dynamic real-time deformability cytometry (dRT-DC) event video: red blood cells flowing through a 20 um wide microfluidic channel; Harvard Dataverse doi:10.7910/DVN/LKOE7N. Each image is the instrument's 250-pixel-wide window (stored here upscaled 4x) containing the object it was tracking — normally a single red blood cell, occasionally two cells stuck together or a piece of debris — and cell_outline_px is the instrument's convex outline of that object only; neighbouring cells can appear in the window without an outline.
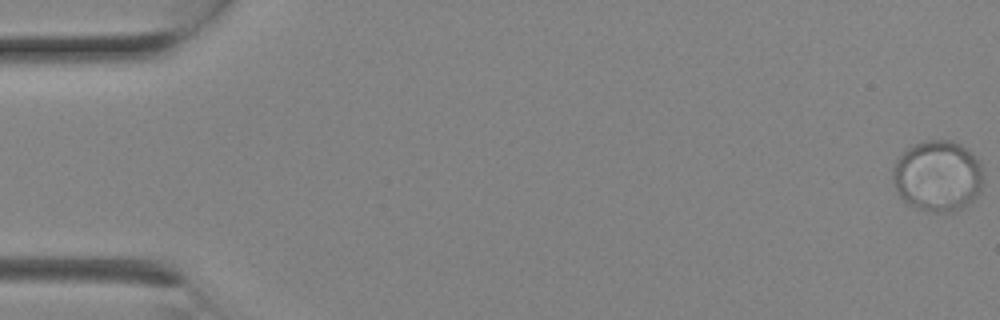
{"species": "Egyptian fruit bat (a non-hibernating species)", "species_latin": "Rousettus aegyptiacus", "temperature_condition": "room temperature", "stored_images_in_passage": 3, "camera_frame_rate_fps": 3000, "um_per_image_px": 0.085, "animal": {"sex": "female"}, "frame": {"image": 1, "passage_image": 3, "time_ms": 0.667, "image_size_px": [1000, 320], "cell_outline_px": [[980, 192], [968, 204], [956, 212], [932, 212], [908, 204], [896, 192], [892, 180], [892, 168], [896, 160], [912, 144], [928, 140], [952, 140], [968, 148], [976, 156], [980, 164]], "centroid_in_image_um": [79.67, 14.95], "position_along_channel_um": 5.3, "area_um2": 37.51}}